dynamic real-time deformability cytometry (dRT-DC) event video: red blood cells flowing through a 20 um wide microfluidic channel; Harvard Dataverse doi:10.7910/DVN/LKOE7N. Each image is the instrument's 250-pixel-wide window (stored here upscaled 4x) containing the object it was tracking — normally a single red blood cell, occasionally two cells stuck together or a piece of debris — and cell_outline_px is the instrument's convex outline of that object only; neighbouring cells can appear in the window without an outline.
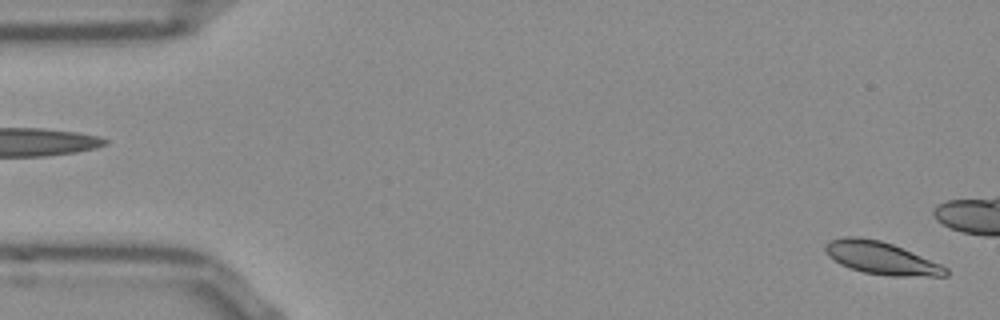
{"species": "Egyptian fruit bat (a non-hibernating species)", "species_latin": "Rousettus aegyptiacus", "temperature_condition": "room temperature", "stored_images_in_passage": 13, "camera_frame_rate_fps": 3000, "um_per_image_px": 0.085, "frame": {"image": 1, "passage_image": 1, "time_ms": 0.0, "image_size_px": [1000, 320], "cell_outline_px": [[948, 276], [888, 276], [864, 272], [840, 264], [828, 256], [824, 248], [824, 244], [828, 240], [844, 236], [860, 236], [880, 240], [892, 244], [940, 264], [948, 268]], "centroid_in_image_um": [74.86, 21.92], "position_along_channel_um": 10.1, "area_um2": 22.83}}